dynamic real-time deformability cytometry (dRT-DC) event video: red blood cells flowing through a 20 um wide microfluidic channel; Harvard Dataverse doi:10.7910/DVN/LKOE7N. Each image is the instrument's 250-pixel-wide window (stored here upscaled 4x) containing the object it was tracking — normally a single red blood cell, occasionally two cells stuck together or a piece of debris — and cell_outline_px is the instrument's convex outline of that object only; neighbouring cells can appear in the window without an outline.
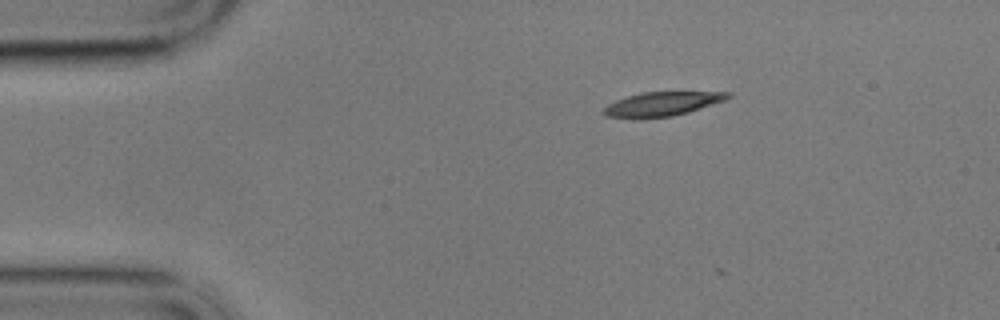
{"species": "common noctule bat (a hibernating species)", "species_latin": "Nyctalus noctula", "temperature_condition": "cold", "stored_images_in_passage": 4, "camera_frame_rate_fps": 3000, "um_per_image_px": 0.085, "animal": {"sex": "male", "body_mass_g": 17.9}, "frame": {"image": 1, "passage_image": 1, "time_ms": 0.0, "image_size_px": [1000, 320], "cell_outline_px": [[732, 96], [724, 100], [688, 112], [672, 116], [604, 116], [604, 108], [608, 104], [616, 100], [640, 92], [732, 92]], "centroid_in_image_um": [56.34, 8.79], "position_along_channel_um": 28.7, "area_um2": 16.65}}